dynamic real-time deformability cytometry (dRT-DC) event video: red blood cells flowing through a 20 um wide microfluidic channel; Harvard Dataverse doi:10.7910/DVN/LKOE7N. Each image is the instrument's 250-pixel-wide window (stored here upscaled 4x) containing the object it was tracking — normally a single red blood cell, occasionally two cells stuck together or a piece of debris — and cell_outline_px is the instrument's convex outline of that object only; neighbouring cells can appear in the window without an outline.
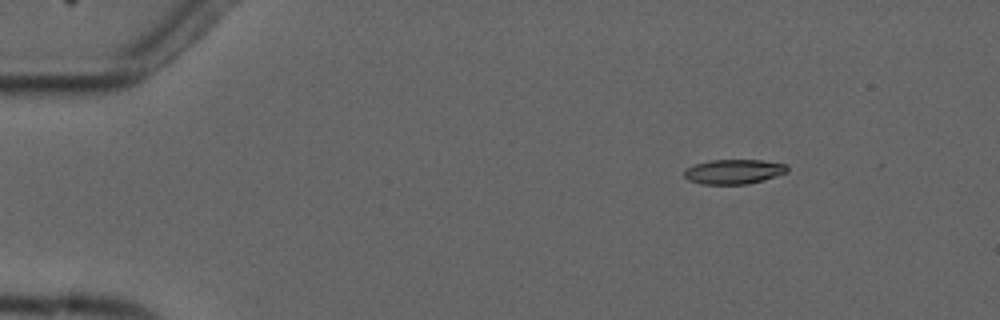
{"species": "common noctule bat (a hibernating species)", "species_latin": "Nyctalus noctula", "temperature_condition": "cold", "stored_images_in_passage": 5, "camera_frame_rate_fps": 3000, "um_per_image_px": 0.085, "animal": {"sex": "male", "forearm_length_mm": 52.5}, "frame": {"image": 1, "passage_image": 3, "time_ms": 2.333, "image_size_px": [1000, 320], "cell_outline_px": [[788, 172], [764, 180], [748, 184], [700, 184], [688, 180], [684, 176], [684, 172], [688, 168], [696, 164], [712, 160], [760, 160], [788, 164]], "centroid_in_image_um": [62.41, 14.59], "position_along_channel_um": 22.6, "area_um2": 14.8}}
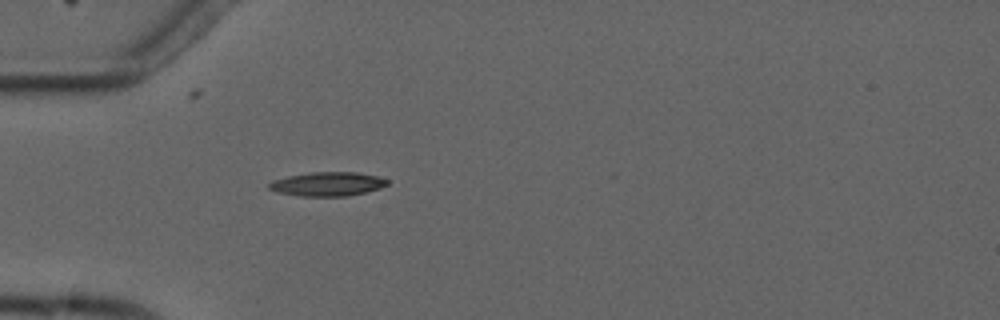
{"frame": {"image": 2, "passage_image": 5, "time_ms": 5.333, "image_size_px": [1000, 320], "cell_outline_px": [[388, 184], [380, 188], [348, 196], [300, 196], [276, 192], [268, 188], [268, 184], [272, 180], [288, 176], [312, 172], [356, 172], [376, 176], [388, 180]], "centroid_in_image_um": [27.81, 15.64], "position_along_channel_um": 57.2, "area_um2": 16.47}}